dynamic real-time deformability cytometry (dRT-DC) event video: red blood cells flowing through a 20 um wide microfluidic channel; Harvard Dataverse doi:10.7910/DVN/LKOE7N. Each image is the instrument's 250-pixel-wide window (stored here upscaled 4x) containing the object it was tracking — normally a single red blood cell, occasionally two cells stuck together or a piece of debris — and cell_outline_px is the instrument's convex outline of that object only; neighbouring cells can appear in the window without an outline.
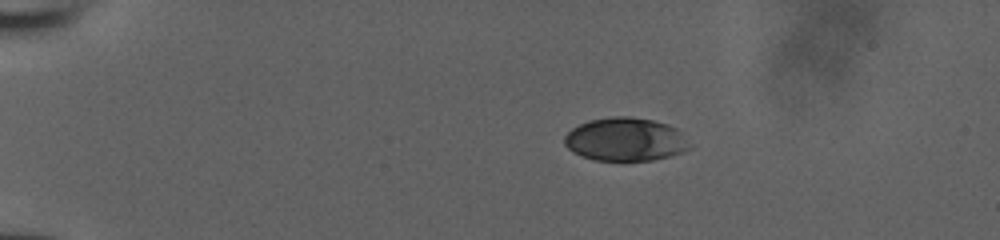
{"species": "human", "species_latin": "Homo sapiens", "temperature_condition": "room temperature", "stored_images_in_passage": 42, "camera_frame_rate_fps": 3000, "um_per_image_px": 0.085, "donor": {"sex": "male"}, "frame": {"image": 1, "passage_image": 1, "time_ms": 0.0, "image_size_px": [1000, 240], "cell_outline_px": [[692, 148], [684, 152], [652, 160], [596, 160], [572, 152], [564, 144], [564, 136], [572, 128], [588, 120], [616, 116], [628, 116], [652, 120], [668, 124], [676, 128], [692, 144]], "centroid_in_image_um": [53.18, 11.84], "position_along_channel_um": 31.8, "area_um2": 31.62}}
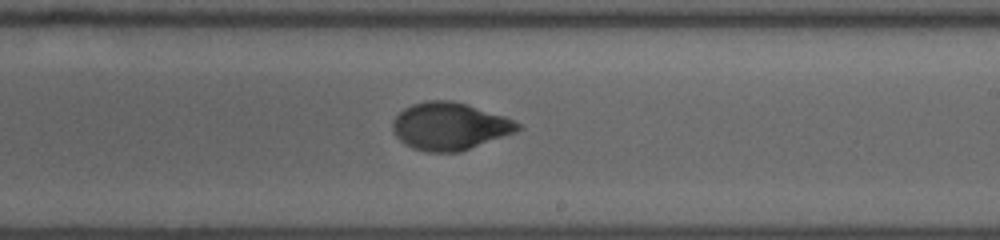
{"frame": {"image": 2, "passage_image": 23, "time_ms": 7.333, "image_size_px": [1000, 240], "cell_outline_px": [[520, 128], [516, 132], [460, 152], [428, 152], [412, 148], [404, 144], [396, 136], [392, 128], [392, 120], [404, 108], [412, 104], [428, 100], [452, 100], [504, 116], [520, 124]], "centroid_in_image_um": [38.19, 10.74], "position_along_channel_um": 250.8, "area_um2": 34.45}}
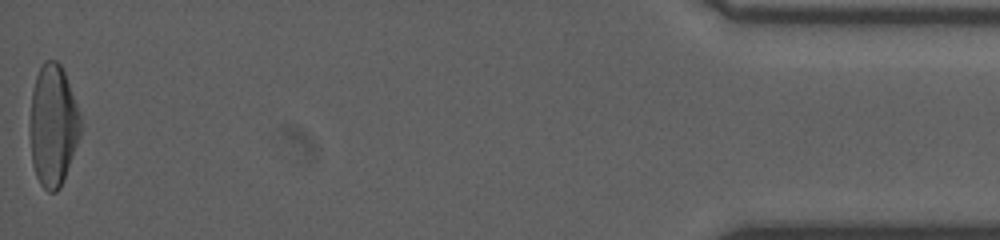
{"frame": {"image": 3, "passage_image": 42, "time_ms": 13.667, "image_size_px": [1000, 240], "cell_outline_px": [[80, 136], [60, 188], [56, 192], [48, 192], [40, 184], [36, 176], [32, 164], [32, 92], [36, 76], [44, 60], [56, 60], [60, 64], [64, 72], [80, 112]], "centroid_in_image_um": [4.53, 10.67], "position_along_channel_um": 430.7, "area_um2": 35.03}}